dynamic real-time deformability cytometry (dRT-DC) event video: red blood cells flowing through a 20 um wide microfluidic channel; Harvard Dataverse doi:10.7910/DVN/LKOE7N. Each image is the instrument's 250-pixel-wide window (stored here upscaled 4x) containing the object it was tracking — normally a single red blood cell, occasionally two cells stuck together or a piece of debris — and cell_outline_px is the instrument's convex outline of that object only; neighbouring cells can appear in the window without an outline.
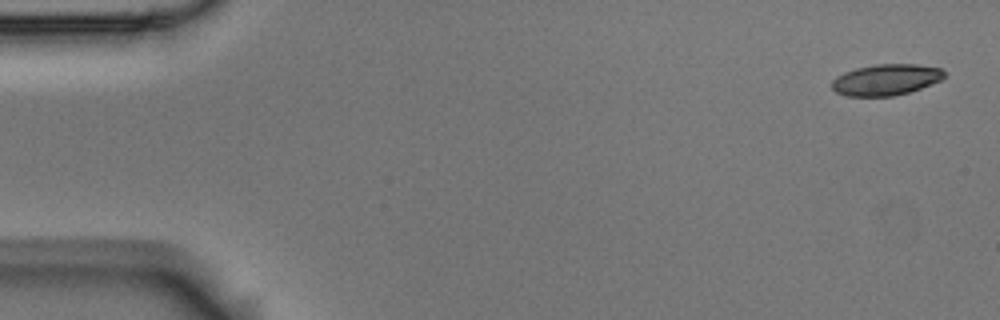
{"species": "Egyptian fruit bat (a non-hibernating species)", "species_latin": "Rousettus aegyptiacus", "temperature_condition": "room temperature", "stored_images_in_passage": 4, "camera_frame_rate_fps": 3000, "um_per_image_px": 0.085, "animal": {"sex": "male"}, "frame": {"image": 1, "passage_image": 1, "time_ms": 0.0, "image_size_px": [1000, 320], "cell_outline_px": [[944, 76], [940, 80], [920, 88], [908, 92], [892, 96], [848, 96], [836, 92], [832, 88], [832, 80], [836, 76], [844, 72], [856, 68], [876, 64], [916, 64], [940, 68], [944, 72]], "centroid_in_image_um": [75.27, 6.77], "position_along_channel_um": 9.7, "area_um2": 20.23}}